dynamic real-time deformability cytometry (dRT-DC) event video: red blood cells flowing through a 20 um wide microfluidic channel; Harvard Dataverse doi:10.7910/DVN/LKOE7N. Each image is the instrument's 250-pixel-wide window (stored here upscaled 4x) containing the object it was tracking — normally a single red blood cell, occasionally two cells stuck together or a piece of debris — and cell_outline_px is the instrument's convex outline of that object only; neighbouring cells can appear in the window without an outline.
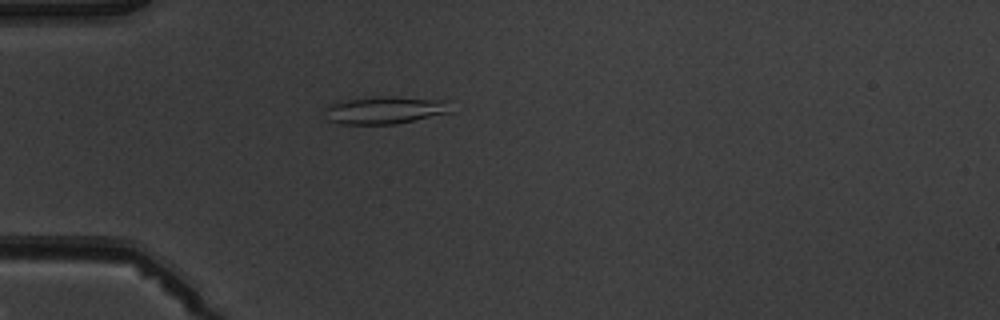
{"species": "common noctule bat (a hibernating species)", "species_latin": "Nyctalus noctula", "temperature_condition": "warm", "stored_images_in_passage": 4, "camera_frame_rate_fps": 3000, "um_per_image_px": 0.085, "animal": {"sex": "male", "body_mass_g": 19.5, "forearm_length_mm": 54.6}, "frame": {"image": 1, "passage_image": 4, "time_ms": 3.667, "image_size_px": [1000, 320], "cell_outline_px": [[452, 112], [396, 124], [340, 124], [328, 120], [324, 108], [328, 104], [344, 100], [372, 96], [396, 96], [448, 100]], "centroid_in_image_um": [32.72, 9.34], "position_along_channel_um": 52.3, "area_um2": 20.58}}